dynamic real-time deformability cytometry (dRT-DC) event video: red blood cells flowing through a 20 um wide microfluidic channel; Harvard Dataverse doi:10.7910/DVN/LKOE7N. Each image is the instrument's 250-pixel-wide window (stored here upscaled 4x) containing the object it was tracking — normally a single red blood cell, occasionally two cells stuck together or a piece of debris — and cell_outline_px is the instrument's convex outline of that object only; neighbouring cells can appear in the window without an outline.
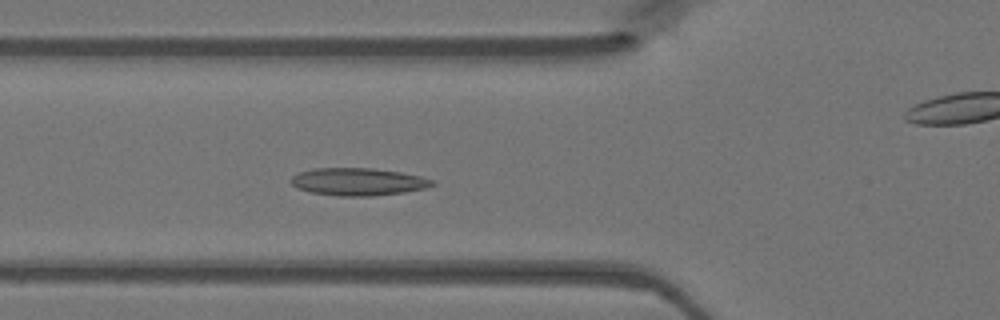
{"species": "Egyptian fruit bat (a non-hibernating species)", "species_latin": "Rousettus aegyptiacus", "temperature_condition": "warm", "stored_images_in_passage": 43, "camera_frame_rate_fps": 3000, "um_per_image_px": 0.085, "animal": {"sex": "female"}, "frame": {"image": 1, "passage_image": 16, "time_ms": 5.0, "image_size_px": [1000, 320], "cell_outline_px": [[436, 184], [424, 188], [404, 192], [372, 196], [336, 196], [312, 192], [296, 188], [288, 180], [292, 176], [300, 172], [312, 168], [372, 168], [400, 172], [420, 176], [436, 180]], "centroid_in_image_um": [30.42, 15.44], "position_along_channel_um": 95.4, "area_um2": 22.77}}
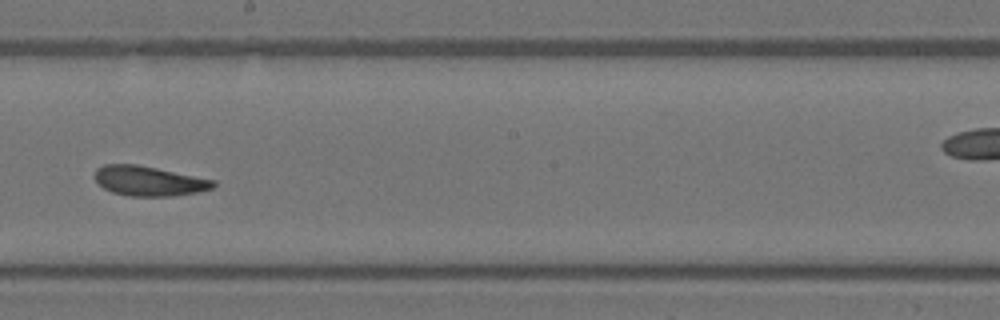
{"frame": {"image": 2, "passage_image": 26, "time_ms": 8.333, "image_size_px": [1000, 320], "cell_outline_px": [[216, 184], [212, 188], [200, 192], [172, 196], [128, 196], [112, 192], [104, 188], [92, 176], [96, 168], [104, 164], [136, 164], [216, 180]], "centroid_in_image_um": [12.64, 15.38], "position_along_channel_um": 235.6, "area_um2": 20.69}}
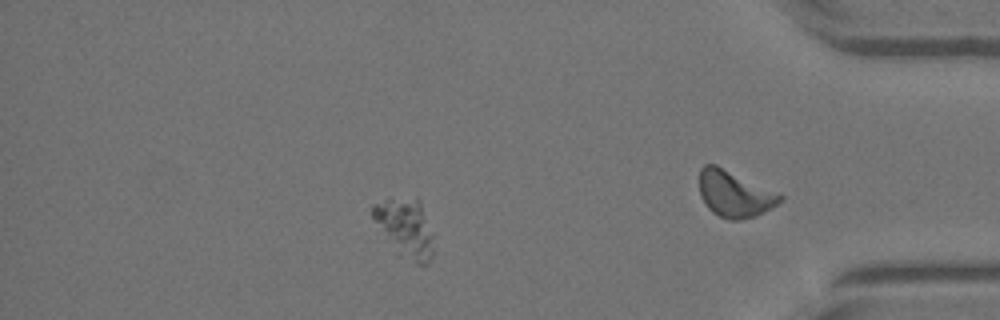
{"frame": {"image": 3, "passage_image": 36, "time_ms": 11.667, "image_size_px": [1000, 320], "cell_outline_px": [[432, 260], [428, 264], [416, 264], [384, 240], [372, 216], [372, 204], [384, 200], [416, 196], [420, 200], [432, 232]], "centroid_in_image_um": [34.44, 19.34], "position_along_channel_um": 400.8, "area_um2": 20.75}}